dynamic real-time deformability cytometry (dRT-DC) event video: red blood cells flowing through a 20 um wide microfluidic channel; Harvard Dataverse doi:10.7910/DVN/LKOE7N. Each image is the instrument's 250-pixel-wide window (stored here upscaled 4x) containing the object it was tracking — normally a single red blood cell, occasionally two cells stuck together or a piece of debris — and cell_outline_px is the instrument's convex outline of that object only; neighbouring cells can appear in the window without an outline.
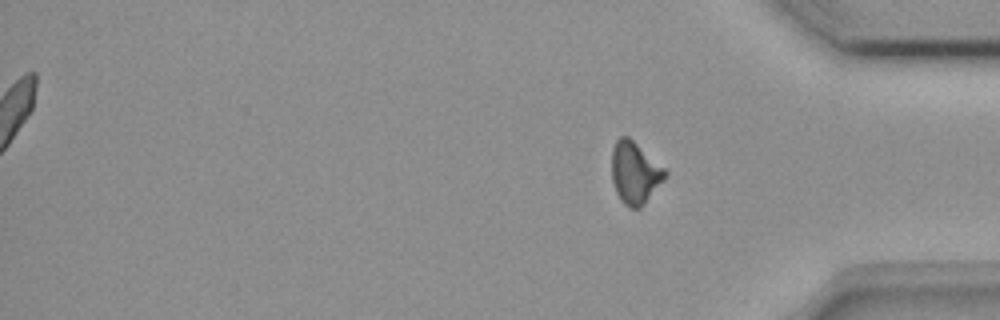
{"species": "common noctule bat (a hibernating species)", "species_latin": "Nyctalus noctula", "temperature_condition": "room temperature", "stored_images_in_passage": 16, "segment_of_instrument_passage": [2, 2], "camera_frame_rate_fps": 3000, "um_per_image_px": 0.085, "animal": {"sex": "female", "body_mass_g": 18.4}, "frame": {"image": 1, "passage_image": 16, "time_ms": 5.0, "image_size_px": [1000, 320], "cell_outline_px": [[668, 176], [644, 204], [640, 208], [628, 208], [620, 200], [616, 192], [612, 180], [612, 148], [616, 140], [620, 136], [628, 136], [664, 168], [668, 172]], "centroid_in_image_um": [53.96, 14.7], "position_along_channel_um": 381.2, "area_um2": 19.31}}